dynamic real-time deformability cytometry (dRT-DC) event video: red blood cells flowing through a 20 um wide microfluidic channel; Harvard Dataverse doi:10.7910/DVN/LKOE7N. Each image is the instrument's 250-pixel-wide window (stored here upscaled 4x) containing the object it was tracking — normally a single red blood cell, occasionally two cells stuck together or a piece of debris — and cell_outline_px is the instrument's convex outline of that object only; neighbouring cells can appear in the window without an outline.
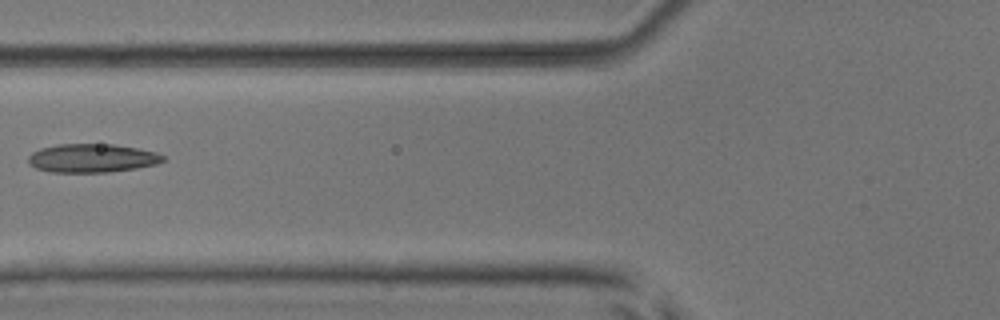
{"species": "common noctule bat (a hibernating species)", "species_latin": "Nyctalus noctula", "temperature_condition": "room temperature", "stored_images_in_passage": 3, "camera_frame_rate_fps": 3000, "um_per_image_px": 0.085, "animal": {"sex": "male", "body_mass_g": 17.9, "forearm_length_mm": 54.2}, "frame": {"image": 1, "passage_image": 3, "time_ms": 0.667, "image_size_px": [1000, 320], "cell_outline_px": [[164, 160], [156, 164], [136, 168], [108, 172], [48, 172], [36, 168], [28, 164], [28, 156], [32, 152], [40, 148], [56, 144], [112, 144], [136, 148], [156, 152], [164, 156]], "centroid_in_image_um": [7.77, 13.44], "position_along_channel_um": 118.0, "area_um2": 22.48}}